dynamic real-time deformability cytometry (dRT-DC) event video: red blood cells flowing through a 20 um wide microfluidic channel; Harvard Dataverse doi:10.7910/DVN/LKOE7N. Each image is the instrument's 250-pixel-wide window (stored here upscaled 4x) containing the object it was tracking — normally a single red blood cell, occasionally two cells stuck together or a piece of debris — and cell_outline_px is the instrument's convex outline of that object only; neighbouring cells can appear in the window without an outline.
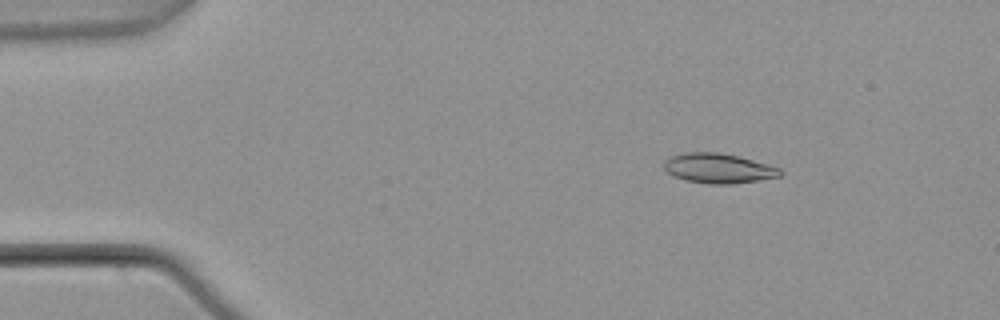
{"species": "common noctule bat (a hibernating species)", "species_latin": "Nyctalus noctula", "temperature_condition": "warm", "stored_images_in_passage": 5, "camera_frame_rate_fps": 3000, "um_per_image_px": 0.085, "animal": {"sex": "male", "body_mass_g": 21.5, "forearm_length_mm": 52.0}, "frame": {"image": 1, "passage_image": 3, "time_ms": 0.667, "image_size_px": [1000, 320], "cell_outline_px": [[784, 172], [780, 176], [760, 180], [732, 184], [708, 184], [688, 180], [672, 176], [664, 168], [664, 160], [668, 156], [684, 152], [720, 152], [740, 156], [768, 164], [780, 168]], "centroid_in_image_um": [61.07, 14.29], "position_along_channel_um": 23.9, "area_um2": 20.46}}
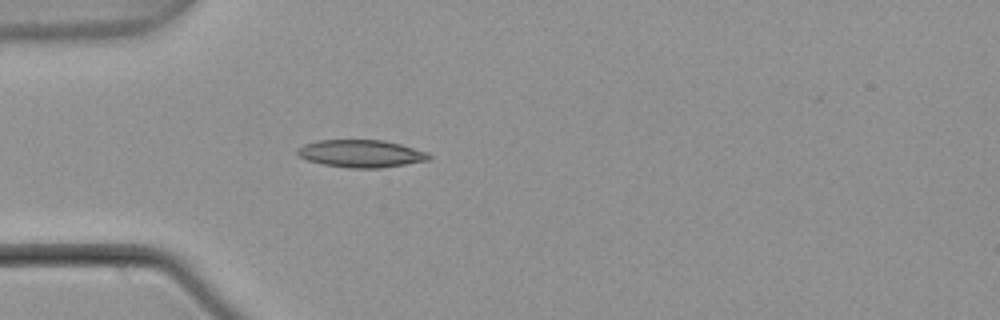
{"frame": {"image": 2, "passage_image": 5, "time_ms": 1.333, "image_size_px": [1000, 320], "cell_outline_px": [[432, 160], [380, 168], [348, 168], [324, 164], [308, 160], [300, 156], [296, 152], [296, 148], [304, 144], [316, 140], [384, 140], [400, 144], [428, 152], [432, 156]], "centroid_in_image_um": [30.72, 13.05], "position_along_channel_um": 54.3, "area_um2": 21.21}}